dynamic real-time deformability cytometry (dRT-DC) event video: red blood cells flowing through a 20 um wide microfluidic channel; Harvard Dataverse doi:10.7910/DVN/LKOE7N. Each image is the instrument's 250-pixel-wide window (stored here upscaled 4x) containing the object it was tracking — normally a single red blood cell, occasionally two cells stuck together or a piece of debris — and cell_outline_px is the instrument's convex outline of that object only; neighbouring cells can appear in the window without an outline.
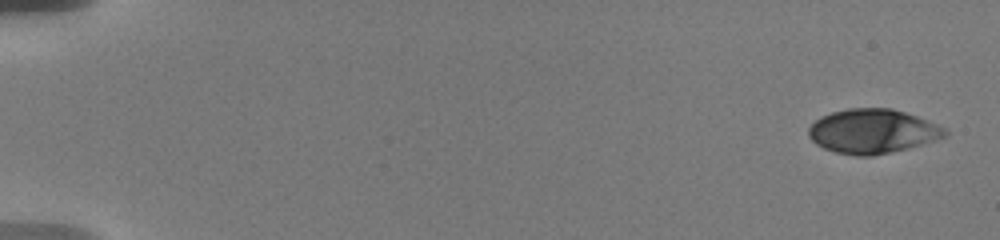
{"species": "human", "species_latin": "Homo sapiens", "temperature_condition": "warm", "stored_images_in_passage": 47, "camera_frame_rate_fps": 3000, "um_per_image_px": 0.085, "donor": {"sex": "male"}, "frame": {"image": 1, "passage_image": 1, "time_ms": 0.0, "image_size_px": [1000, 240], "cell_outline_px": [[948, 136], [908, 148], [872, 156], [856, 156], [836, 152], [824, 148], [816, 144], [808, 136], [808, 128], [820, 116], [832, 112], [848, 108], [892, 108], [928, 120], [948, 128]], "centroid_in_image_um": [74.18, 11.15], "position_along_channel_um": 10.8, "area_um2": 35.32}}
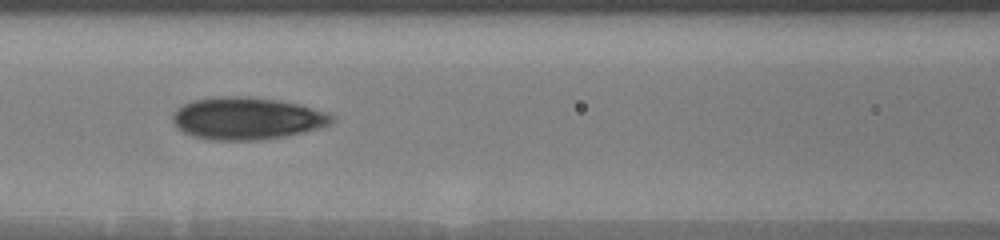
{"frame": {"image": 2, "passage_image": 14, "time_ms": 8.333, "image_size_px": [1000, 240], "cell_outline_px": [[336, 120], [328, 124], [304, 132], [284, 136], [252, 140], [212, 140], [192, 136], [176, 128], [172, 120], [172, 116], [176, 108], [192, 100], [212, 96], [252, 96], [280, 100], [300, 104], [328, 112]], "centroid_in_image_um": [20.95, 10.04], "position_along_channel_um": 145.7, "area_um2": 39.48}}
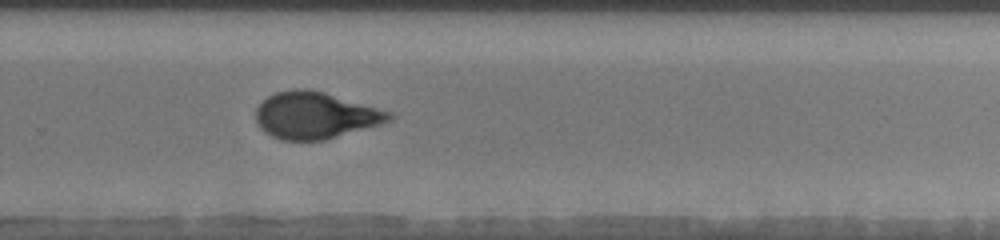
{"frame": {"image": 3, "passage_image": 24, "time_ms": 12.667, "image_size_px": [1000, 240], "cell_outline_px": [[396, 116], [392, 120], [380, 124], [324, 140], [280, 140], [264, 132], [260, 128], [256, 120], [256, 108], [268, 96], [276, 92], [296, 88], [308, 88], [324, 92], [392, 112]], "centroid_in_image_um": [26.79, 9.8], "position_along_channel_um": 303.0, "area_um2": 36.24}, "authors_computed_cell_mechanics": {"area_um2": 36.1828, "velocity_mm_per_s": 3.6357, "shape_relaxation_time_tau1_ms": 6.0942, "shape_relaxation_time_tau2_ms": 1.345, "deformation_change_tau1": 0.2012, "deformation_change_tau2": 0.0731}}